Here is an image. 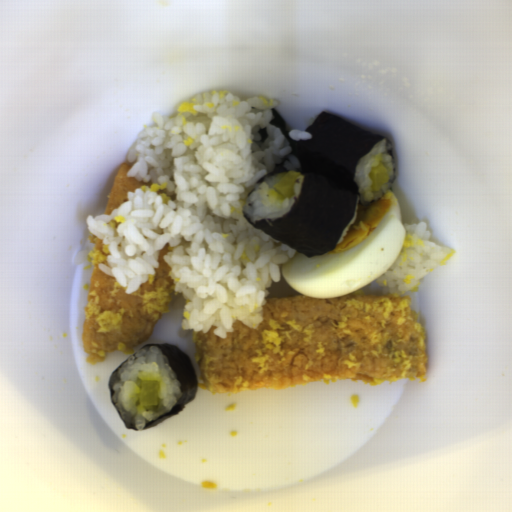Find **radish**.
<instances>
[{"mask_svg":"<svg viewBox=\"0 0 512 512\" xmlns=\"http://www.w3.org/2000/svg\"><path fill=\"white\" fill-rule=\"evenodd\" d=\"M161 383L156 380L140 381L138 390L139 405L158 406L160 403Z\"/></svg>","mask_w":512,"mask_h":512,"instance_id":"radish-1","label":"radish"},{"mask_svg":"<svg viewBox=\"0 0 512 512\" xmlns=\"http://www.w3.org/2000/svg\"><path fill=\"white\" fill-rule=\"evenodd\" d=\"M302 174L300 171L289 170L287 174L273 184L271 189L284 199L294 196L296 182Z\"/></svg>","mask_w":512,"mask_h":512,"instance_id":"radish-2","label":"radish"},{"mask_svg":"<svg viewBox=\"0 0 512 512\" xmlns=\"http://www.w3.org/2000/svg\"><path fill=\"white\" fill-rule=\"evenodd\" d=\"M371 181L370 187L373 191H378L383 188L385 184H388L391 180L388 168L385 162H380L375 167L371 168L367 174Z\"/></svg>","mask_w":512,"mask_h":512,"instance_id":"radish-3","label":"radish"}]
</instances>
